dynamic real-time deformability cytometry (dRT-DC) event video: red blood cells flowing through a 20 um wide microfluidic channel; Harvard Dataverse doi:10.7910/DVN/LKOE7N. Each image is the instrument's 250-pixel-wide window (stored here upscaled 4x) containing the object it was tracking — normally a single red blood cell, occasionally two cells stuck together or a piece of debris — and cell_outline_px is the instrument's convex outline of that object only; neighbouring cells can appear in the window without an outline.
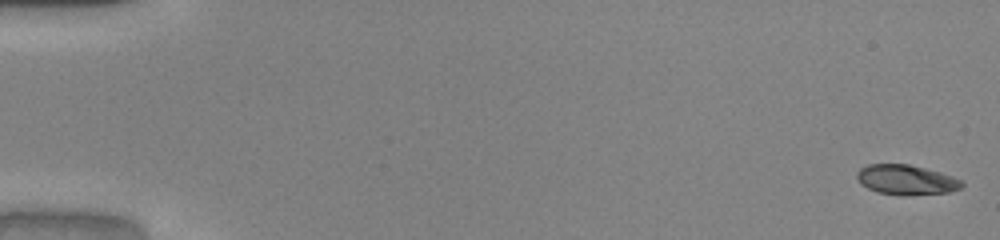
{"species": "common noctule bat (a hibernating species)", "species_latin": "Nyctalus noctula", "temperature_condition": "warm", "stored_images_in_passage": 51, "camera_frame_rate_fps": 3000, "um_per_image_px": 0.085, "animal": {"sex": "male", "body_mass_g": 20.0, "forearm_length_mm": 53.3}, "frame": {"image": 1, "passage_image": 1, "time_ms": 0.0, "image_size_px": [1000, 240], "cell_outline_px": [[964, 184], [960, 188], [948, 192], [908, 196], [900, 196], [876, 192], [860, 184], [856, 176], [856, 172], [860, 168], [868, 164], [908, 164], [940, 172], [952, 176], [960, 180]], "centroid_in_image_um": [76.99, 15.29], "position_along_channel_um": 8.0, "area_um2": 18.44}}
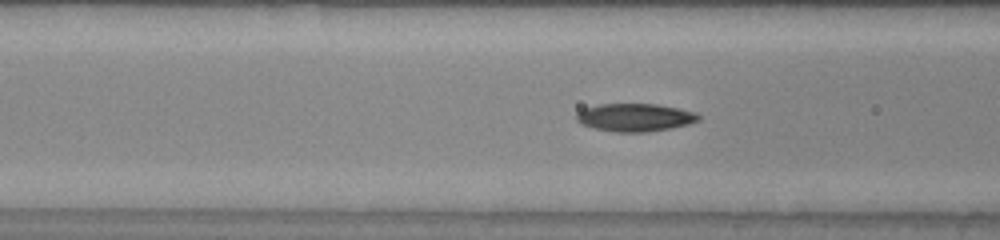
{"frame": {"image": 2, "passage_image": 21, "time_ms": 6.667, "image_size_px": [1000, 240], "cell_outline_px": [[700, 120], [688, 124], [648, 132], [616, 132], [592, 128], [580, 124], [576, 120], [576, 112], [584, 108], [600, 104], [656, 104], [696, 112], [700, 116]], "centroid_in_image_um": [53.93, 9.98], "position_along_channel_um": 112.7, "area_um2": 19.88}}
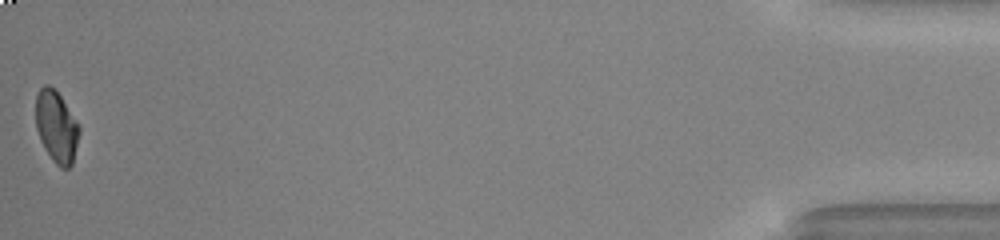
{"frame": {"image": 3, "passage_image": 51, "time_ms": 16.667, "image_size_px": [1000, 240], "cell_outline_px": [[80, 132], [72, 164], [68, 168], [60, 168], [52, 160], [44, 148], [40, 140], [36, 128], [36, 96], [40, 88], [44, 84], [48, 84], [60, 96], [76, 120], [80, 128]], "centroid_in_image_um": [4.79, 10.79], "position_along_channel_um": 430.4, "area_um2": 18.03}, "authors_computed_cell_mechanics": {"area_um2": 19.074, "velocity_mm_per_s": 4.0969, "shape_relaxation_time_tau1_ms": 4.7657, "shape_relaxation_time_tau2_ms": 1.7297, "deformation_change_tau1": 0.1779, "deformation_change_tau2": 0.0439}}